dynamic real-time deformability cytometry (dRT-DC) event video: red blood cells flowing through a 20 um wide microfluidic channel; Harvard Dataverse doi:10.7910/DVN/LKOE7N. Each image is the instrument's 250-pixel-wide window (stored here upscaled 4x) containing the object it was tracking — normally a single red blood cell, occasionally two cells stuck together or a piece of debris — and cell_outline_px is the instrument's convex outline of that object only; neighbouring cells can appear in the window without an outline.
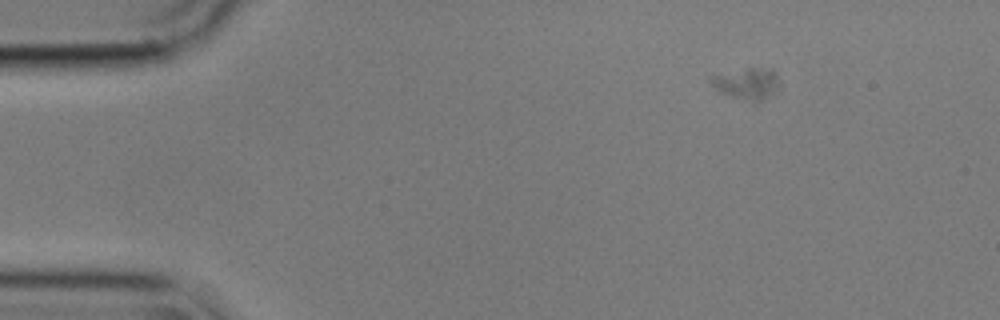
{"species": "common noctule bat (a hibernating species)", "species_latin": "Nyctalus noctula", "temperature_condition": "cold", "stored_images_in_passage": 58, "camera_frame_rate_fps": 3000, "um_per_image_px": 0.085, "animal": {"sex": "male", "body_mass_g": 17.9}, "frame": {"image": 1, "passage_image": 1, "time_ms": 0.0, "image_size_px": [1000, 320], "cell_outline_px": [[780, 92], [760, 100], [756, 100], [732, 96], [720, 92], [708, 80], [708, 76], [748, 68], [772, 68], [776, 72], [780, 84]], "centroid_in_image_um": [63.55, 7.07], "position_along_channel_um": 21.4, "area_um2": 12.48}}
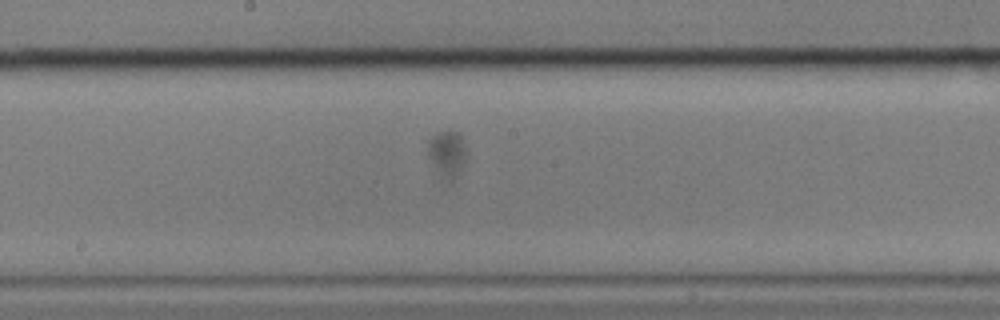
{"frame": {"image": 2, "passage_image": 27, "time_ms": 8.667, "image_size_px": [1000, 320], "cell_outline_px": [[464, 164], [452, 184], [440, 176], [428, 152], [428, 140], [436, 132], [456, 132], [460, 136], [464, 148]], "centroid_in_image_um": [37.99, 13.11], "position_along_channel_um": 210.2, "area_um2": 10.0}}
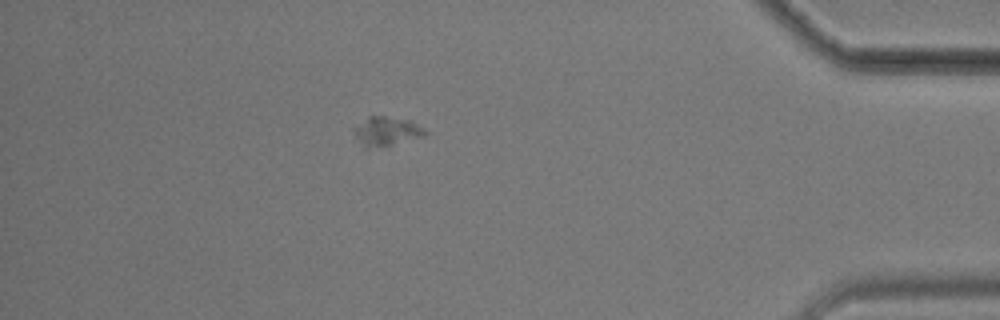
{"frame": {"image": 3, "passage_image": 50, "time_ms": 16.333, "image_size_px": [1000, 320], "cell_outline_px": [[428, 136], [392, 144], [368, 148], [364, 148], [356, 136], [352, 128], [368, 116], [384, 116], [408, 120], [424, 128], [428, 132]], "centroid_in_image_um": [32.87, 11.15], "position_along_channel_um": 402.3, "area_um2": 11.96}, "authors_computed_cell_mechanics": {"area_um2": 10.8953, "velocity_mm_per_s": 3.1275, "shape_relaxation_time_tau1_ms": 4.0886, "shape_relaxation_time_tau2_ms": null, "deformation_change_tau1": 0.1717, "deformation_change_tau2": null}}